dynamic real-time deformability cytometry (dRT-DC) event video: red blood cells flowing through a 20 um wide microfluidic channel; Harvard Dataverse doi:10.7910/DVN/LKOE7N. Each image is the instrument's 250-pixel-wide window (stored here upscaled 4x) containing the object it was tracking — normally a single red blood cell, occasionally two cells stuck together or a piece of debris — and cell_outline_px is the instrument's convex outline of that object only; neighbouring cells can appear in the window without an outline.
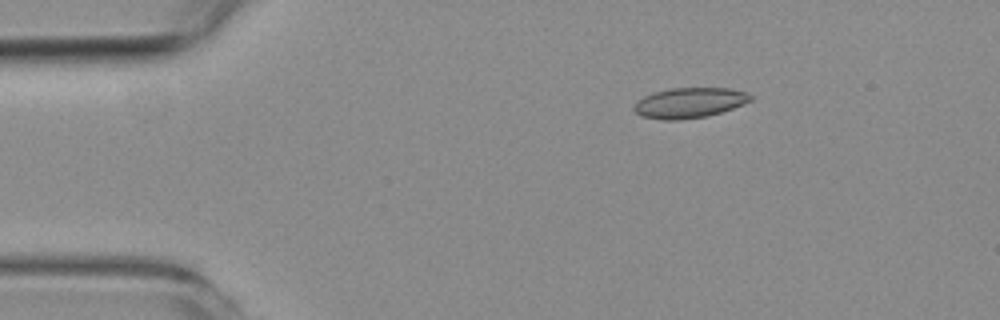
{"species": "common noctule bat (a hibernating species)", "species_latin": "Nyctalus noctula", "temperature_condition": "room temperature", "stored_images_in_passage": 47, "camera_frame_rate_fps": 3000, "um_per_image_px": 0.085, "animal": {"sex": "female", "body_mass_g": 19.3, "forearm_length_mm": 54.1}, "frame": {"image": 1, "passage_image": 1, "time_ms": 0.0, "image_size_px": [1000, 320], "cell_outline_px": [[752, 100], [744, 104], [708, 116], [680, 120], [664, 120], [640, 116], [632, 108], [644, 96], [652, 92], [672, 88], [728, 88], [748, 92], [752, 96]], "centroid_in_image_um": [58.61, 8.74], "position_along_channel_um": 26.4, "area_um2": 20.58}}
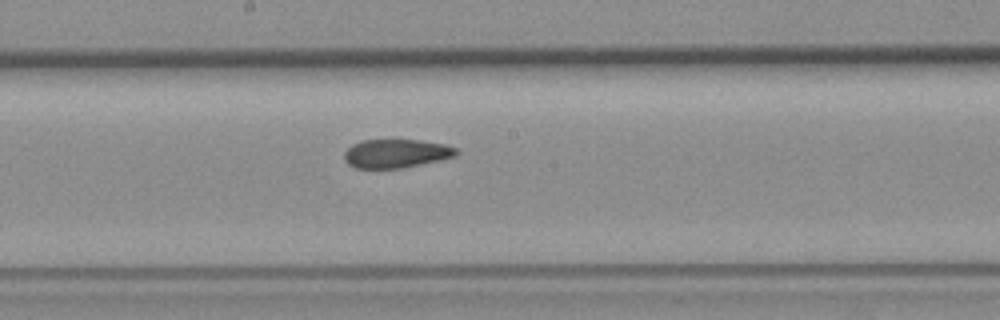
{"frame": {"image": 2, "passage_image": 21, "time_ms": 6.667, "image_size_px": [1000, 320], "cell_outline_px": [[460, 152], [456, 156], [440, 160], [404, 168], [356, 168], [348, 164], [344, 160], [344, 152], [352, 144], [360, 140], [416, 140], [444, 144], [456, 148]], "centroid_in_image_um": [33.66, 13.05], "position_along_channel_um": 214.5, "area_um2": 18.79}}
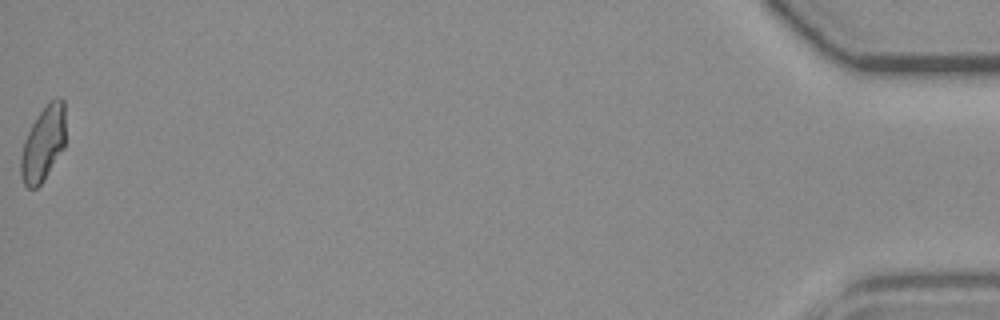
{"frame": {"image": 3, "passage_image": 47, "time_ms": 15.333, "image_size_px": [1000, 320], "cell_outline_px": [[64, 148], [44, 180], [36, 188], [28, 188], [24, 184], [20, 176], [20, 156], [24, 140], [32, 124], [40, 112], [56, 96], [60, 96], [64, 100]], "centroid_in_image_um": [3.66, 12.24], "position_along_channel_um": 431.5, "area_um2": 19.42}, "authors_computed_cell_mechanics": {"area_um2": 19.8254, "velocity_mm_per_s": 3.7402, "shape_relaxation_time_tau1_ms": null, "shape_relaxation_time_tau2_ms": 2.3509, "deformation_change_tau1": null, "deformation_change_tau2": 0.072}}